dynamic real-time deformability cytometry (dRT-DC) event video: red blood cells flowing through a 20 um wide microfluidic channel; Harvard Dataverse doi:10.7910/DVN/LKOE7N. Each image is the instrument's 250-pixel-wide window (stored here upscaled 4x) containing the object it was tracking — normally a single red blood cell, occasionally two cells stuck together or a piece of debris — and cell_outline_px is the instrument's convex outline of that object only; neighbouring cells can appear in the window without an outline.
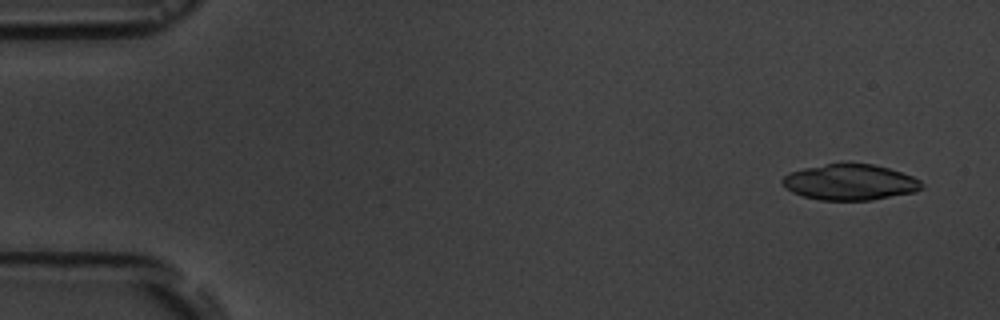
{"species": "common noctule bat (a hibernating species)", "species_latin": "Nyctalus noctula", "temperature_condition": "room temperature", "stored_images_in_passage": 4, "camera_frame_rate_fps": 3000, "um_per_image_px": 0.085, "animal": {"sex": "male", "body_mass_g": 19.5, "forearm_length_mm": 54.6}, "frame": {"image": 1, "passage_image": 1, "time_ms": 0.0, "image_size_px": [1000, 320], "cell_outline_px": [[924, 188], [916, 192], [872, 200], [820, 200], [804, 196], [792, 192], [780, 180], [788, 172], [804, 168], [824, 164], [848, 160], [872, 164], [888, 168], [912, 176], [920, 180], [924, 184]], "centroid_in_image_um": [72.27, 15.46], "position_along_channel_um": 12.7, "area_um2": 29.71}}